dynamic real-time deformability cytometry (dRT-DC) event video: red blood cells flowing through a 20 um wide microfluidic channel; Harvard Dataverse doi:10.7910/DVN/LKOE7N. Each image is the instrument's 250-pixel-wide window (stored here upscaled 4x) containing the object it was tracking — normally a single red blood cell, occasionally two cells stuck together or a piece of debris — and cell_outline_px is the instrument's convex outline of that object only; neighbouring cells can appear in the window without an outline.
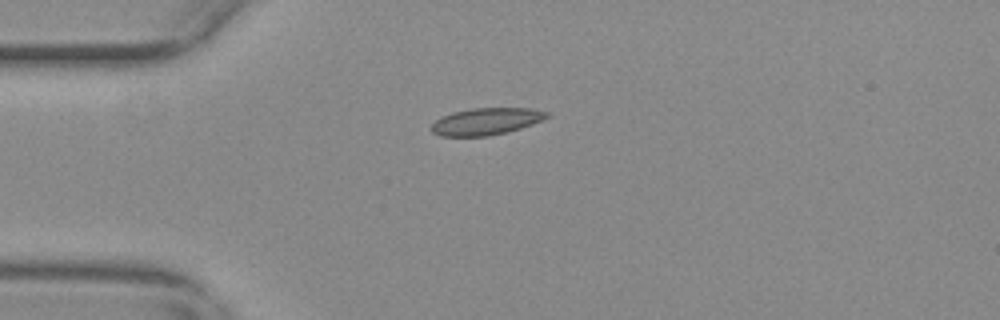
{"species": "common noctule bat (a hibernating species)", "species_latin": "Nyctalus noctula", "temperature_condition": "warm", "stored_images_in_passage": 42, "camera_frame_rate_fps": 3000, "um_per_image_px": 0.085, "animal": {"sex": "female", "body_mass_g": 29.2, "forearm_length_mm": 56.3}, "frame": {"image": 1, "passage_image": 1, "time_ms": 0.0, "image_size_px": [1000, 320], "cell_outline_px": [[548, 116], [544, 120], [508, 132], [488, 136], [440, 136], [432, 132], [428, 128], [440, 116], [452, 112], [472, 108], [532, 108], [548, 112]], "centroid_in_image_um": [41.29, 10.32], "position_along_channel_um": 43.7, "area_um2": 18.32}}
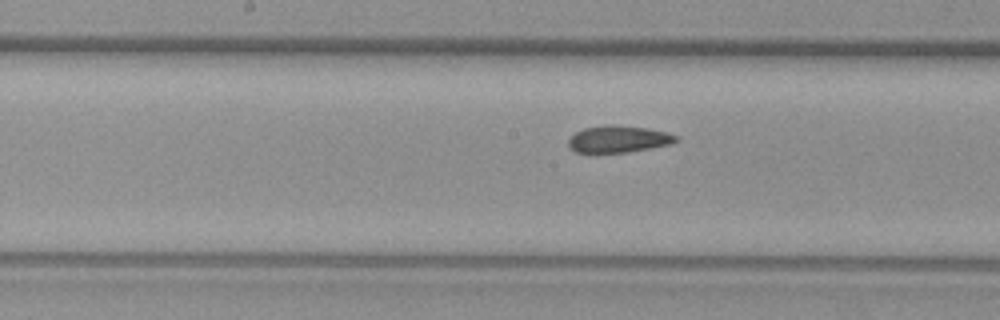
{"frame": {"image": 2, "passage_image": 15, "time_ms": 4.667, "image_size_px": [1000, 320], "cell_outline_px": [[680, 140], [672, 144], [628, 152], [576, 152], [568, 144], [568, 140], [576, 132], [584, 128], [612, 124], [648, 128], [668, 132], [676, 136]], "centroid_in_image_um": [52.62, 11.81], "position_along_channel_um": 195.6, "area_um2": 16.76}}
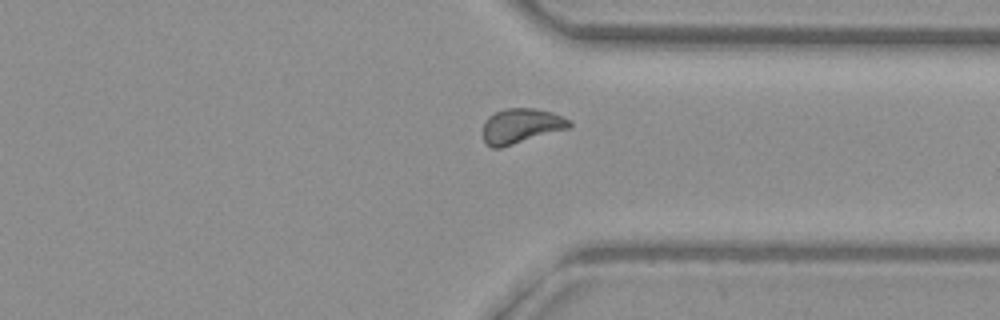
{"frame": {"image": 3, "passage_image": 29, "time_ms": 9.333, "image_size_px": [1000, 320], "cell_outline_px": [[572, 124], [568, 128], [500, 148], [492, 148], [484, 140], [484, 120], [488, 116], [504, 108], [532, 108], [552, 112], [572, 120]], "centroid_in_image_um": [44.29, 10.69], "position_along_channel_um": 367.1, "area_um2": 17.46}, "authors_computed_cell_mechanics": {"area_um2": 17.3978, "velocity_mm_per_s": 3.691, "shape_relaxation_time_tau1_ms": null, "shape_relaxation_time_tau2_ms": 2.784, "deformation_change_tau1": null, "deformation_change_tau2": 0.0566}}